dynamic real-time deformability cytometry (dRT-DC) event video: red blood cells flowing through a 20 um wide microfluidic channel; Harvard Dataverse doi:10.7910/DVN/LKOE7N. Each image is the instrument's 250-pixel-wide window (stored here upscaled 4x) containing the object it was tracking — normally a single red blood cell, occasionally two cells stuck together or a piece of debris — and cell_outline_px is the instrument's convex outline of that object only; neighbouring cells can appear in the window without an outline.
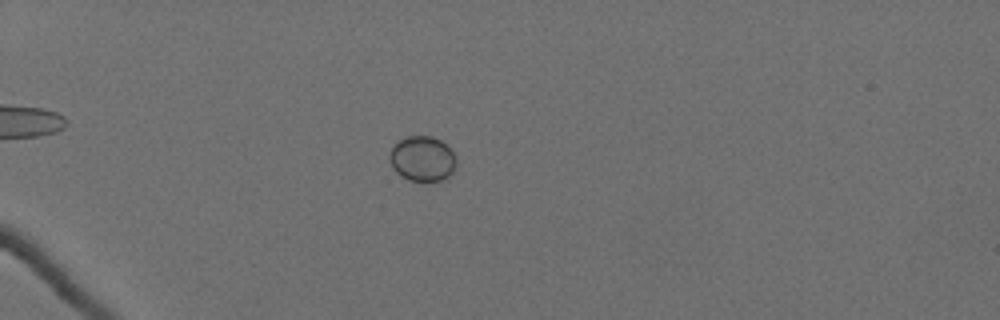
{"species": "Egyptian fruit bat (a non-hibernating species)", "species_latin": "Rousettus aegyptiacus", "temperature_condition": "cold", "stored_images_in_passage": 61, "camera_frame_rate_fps": 3000, "um_per_image_px": 0.085, "animal": {"sex": "female"}, "frame": {"image": 1, "passage_image": 20, "time_ms": 6.333, "image_size_px": [1000, 320], "cell_outline_px": [[456, 164], [452, 172], [448, 176], [440, 180], [408, 180], [400, 176], [392, 168], [388, 156], [392, 148], [400, 140], [408, 136], [432, 136], [440, 140], [456, 156]], "centroid_in_image_um": [35.88, 13.49], "position_along_channel_um": 49.1, "area_um2": 17.34}}
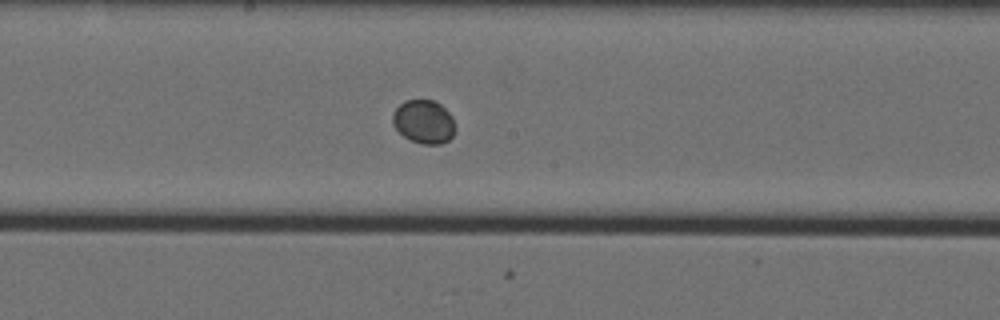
{"frame": {"image": 2, "passage_image": 37, "time_ms": 12.0, "image_size_px": [1000, 320], "cell_outline_px": [[456, 128], [452, 136], [448, 140], [440, 144], [420, 144], [404, 136], [392, 124], [392, 116], [396, 108], [400, 104], [408, 100], [432, 100], [440, 104], [452, 116]], "centroid_in_image_um": [36.03, 10.35], "position_along_channel_um": 212.2, "area_um2": 15.78}}
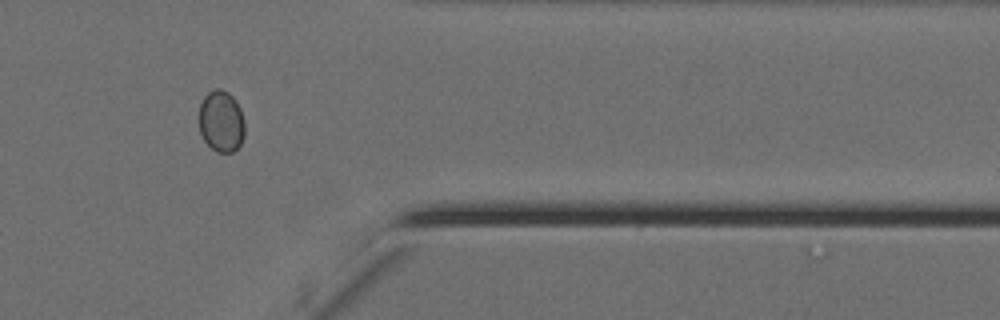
{"frame": {"image": 3, "passage_image": 53, "time_ms": 17.333, "image_size_px": [1000, 320], "cell_outline_px": [[244, 136], [240, 144], [232, 152], [216, 152], [204, 140], [200, 132], [200, 104], [204, 96], [208, 92], [216, 88], [220, 88], [228, 92], [232, 96], [240, 108], [244, 120]], "centroid_in_image_um": [18.81, 10.3], "position_along_channel_um": 392.6, "area_um2": 16.3}}